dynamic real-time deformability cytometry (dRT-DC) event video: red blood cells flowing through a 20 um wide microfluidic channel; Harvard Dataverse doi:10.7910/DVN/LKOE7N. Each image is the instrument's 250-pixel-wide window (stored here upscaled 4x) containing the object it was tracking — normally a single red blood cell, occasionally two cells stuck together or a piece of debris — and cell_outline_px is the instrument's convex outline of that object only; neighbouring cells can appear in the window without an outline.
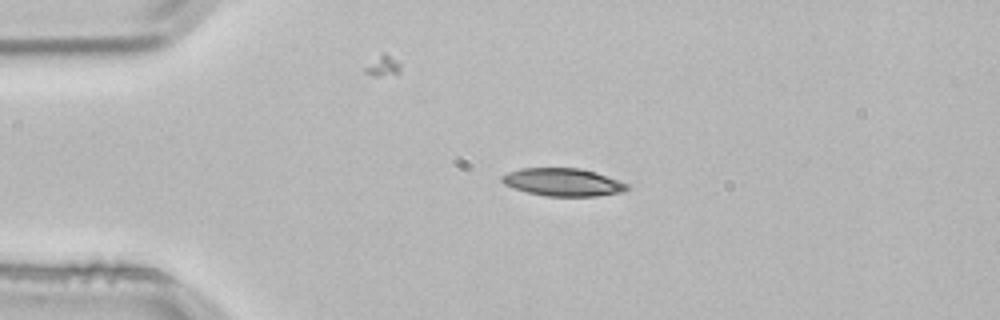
{"species": "common noctule bat (a hibernating species)", "species_latin": "Nyctalus noctula", "temperature_condition": "room temperature", "stored_images_in_passage": 1, "camera_frame_rate_fps": 3000, "um_per_image_px": 0.085, "animal": {"sex": "male", "body_mass_g": 21.5, "forearm_length_mm": 52.0}, "frame": {"image": 1, "passage_image": 1, "time_ms": 0.0, "image_size_px": [1000, 320], "cell_outline_px": [[628, 188], [624, 192], [596, 196], [544, 196], [528, 192], [504, 184], [500, 180], [500, 176], [508, 172], [520, 168], [580, 168], [596, 172], [628, 184]], "centroid_in_image_um": [47.84, 15.48], "position_along_channel_um": 37.2, "area_um2": 20.23}}